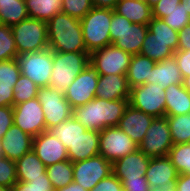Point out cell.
Masks as SVG:
<instances>
[{"mask_svg":"<svg viewBox=\"0 0 190 191\" xmlns=\"http://www.w3.org/2000/svg\"><path fill=\"white\" fill-rule=\"evenodd\" d=\"M129 99L105 100L95 97L83 106L72 109V117L88 130L100 132L106 127L118 126Z\"/></svg>","mask_w":190,"mask_h":191,"instance_id":"obj_1","label":"cell"},{"mask_svg":"<svg viewBox=\"0 0 190 191\" xmlns=\"http://www.w3.org/2000/svg\"><path fill=\"white\" fill-rule=\"evenodd\" d=\"M48 47L56 52H88L81 21L65 13L53 16L47 22Z\"/></svg>","mask_w":190,"mask_h":191,"instance_id":"obj_2","label":"cell"},{"mask_svg":"<svg viewBox=\"0 0 190 191\" xmlns=\"http://www.w3.org/2000/svg\"><path fill=\"white\" fill-rule=\"evenodd\" d=\"M89 64V52L53 51L50 87L63 93Z\"/></svg>","mask_w":190,"mask_h":191,"instance_id":"obj_3","label":"cell"},{"mask_svg":"<svg viewBox=\"0 0 190 191\" xmlns=\"http://www.w3.org/2000/svg\"><path fill=\"white\" fill-rule=\"evenodd\" d=\"M112 10L93 7L80 21L83 41L89 53L111 44Z\"/></svg>","mask_w":190,"mask_h":191,"instance_id":"obj_4","label":"cell"},{"mask_svg":"<svg viewBox=\"0 0 190 191\" xmlns=\"http://www.w3.org/2000/svg\"><path fill=\"white\" fill-rule=\"evenodd\" d=\"M11 30L18 55L48 48L47 22L28 17L11 26Z\"/></svg>","mask_w":190,"mask_h":191,"instance_id":"obj_5","label":"cell"},{"mask_svg":"<svg viewBox=\"0 0 190 191\" xmlns=\"http://www.w3.org/2000/svg\"><path fill=\"white\" fill-rule=\"evenodd\" d=\"M17 61L21 74L28 77L39 88L50 85L53 51L49 47L45 50L19 54Z\"/></svg>","mask_w":190,"mask_h":191,"instance_id":"obj_6","label":"cell"},{"mask_svg":"<svg viewBox=\"0 0 190 191\" xmlns=\"http://www.w3.org/2000/svg\"><path fill=\"white\" fill-rule=\"evenodd\" d=\"M165 89L158 84L130 88L129 105L155 117L165 116Z\"/></svg>","mask_w":190,"mask_h":191,"instance_id":"obj_7","label":"cell"},{"mask_svg":"<svg viewBox=\"0 0 190 191\" xmlns=\"http://www.w3.org/2000/svg\"><path fill=\"white\" fill-rule=\"evenodd\" d=\"M172 146L167 117H155L139 144V150L149 158L166 157Z\"/></svg>","mask_w":190,"mask_h":191,"instance_id":"obj_8","label":"cell"},{"mask_svg":"<svg viewBox=\"0 0 190 191\" xmlns=\"http://www.w3.org/2000/svg\"><path fill=\"white\" fill-rule=\"evenodd\" d=\"M37 98L42 105L46 130L72 117V107L62 91L46 86L39 88Z\"/></svg>","mask_w":190,"mask_h":191,"instance_id":"obj_9","label":"cell"},{"mask_svg":"<svg viewBox=\"0 0 190 191\" xmlns=\"http://www.w3.org/2000/svg\"><path fill=\"white\" fill-rule=\"evenodd\" d=\"M132 55L110 44L89 53V63L99 75H126Z\"/></svg>","mask_w":190,"mask_h":191,"instance_id":"obj_10","label":"cell"},{"mask_svg":"<svg viewBox=\"0 0 190 191\" xmlns=\"http://www.w3.org/2000/svg\"><path fill=\"white\" fill-rule=\"evenodd\" d=\"M99 133V154L112 163L139 149V145L118 126L106 127Z\"/></svg>","mask_w":190,"mask_h":191,"instance_id":"obj_11","label":"cell"},{"mask_svg":"<svg viewBox=\"0 0 190 191\" xmlns=\"http://www.w3.org/2000/svg\"><path fill=\"white\" fill-rule=\"evenodd\" d=\"M112 162L102 155L73 163V181L90 191L99 181L112 174Z\"/></svg>","mask_w":190,"mask_h":191,"instance_id":"obj_12","label":"cell"},{"mask_svg":"<svg viewBox=\"0 0 190 191\" xmlns=\"http://www.w3.org/2000/svg\"><path fill=\"white\" fill-rule=\"evenodd\" d=\"M13 122L32 137L47 131L42 105L37 97L13 106Z\"/></svg>","mask_w":190,"mask_h":191,"instance_id":"obj_13","label":"cell"},{"mask_svg":"<svg viewBox=\"0 0 190 191\" xmlns=\"http://www.w3.org/2000/svg\"><path fill=\"white\" fill-rule=\"evenodd\" d=\"M98 79V71L89 63L64 92L72 109L83 106L96 97Z\"/></svg>","mask_w":190,"mask_h":191,"instance_id":"obj_14","label":"cell"},{"mask_svg":"<svg viewBox=\"0 0 190 191\" xmlns=\"http://www.w3.org/2000/svg\"><path fill=\"white\" fill-rule=\"evenodd\" d=\"M178 171L170 158H150L145 177L152 191H176Z\"/></svg>","mask_w":190,"mask_h":191,"instance_id":"obj_15","label":"cell"},{"mask_svg":"<svg viewBox=\"0 0 190 191\" xmlns=\"http://www.w3.org/2000/svg\"><path fill=\"white\" fill-rule=\"evenodd\" d=\"M32 149L46 167L68 160L66 147L48 130L33 137Z\"/></svg>","mask_w":190,"mask_h":191,"instance_id":"obj_16","label":"cell"},{"mask_svg":"<svg viewBox=\"0 0 190 191\" xmlns=\"http://www.w3.org/2000/svg\"><path fill=\"white\" fill-rule=\"evenodd\" d=\"M153 119V116L128 105L119 121L118 127L139 145L143 141Z\"/></svg>","mask_w":190,"mask_h":191,"instance_id":"obj_17","label":"cell"},{"mask_svg":"<svg viewBox=\"0 0 190 191\" xmlns=\"http://www.w3.org/2000/svg\"><path fill=\"white\" fill-rule=\"evenodd\" d=\"M150 158L139 149L112 163L113 174L120 179H140L145 176Z\"/></svg>","mask_w":190,"mask_h":191,"instance_id":"obj_18","label":"cell"},{"mask_svg":"<svg viewBox=\"0 0 190 191\" xmlns=\"http://www.w3.org/2000/svg\"><path fill=\"white\" fill-rule=\"evenodd\" d=\"M147 33V24L132 23L123 31H110L111 44L131 55H136L140 53Z\"/></svg>","mask_w":190,"mask_h":191,"instance_id":"obj_19","label":"cell"},{"mask_svg":"<svg viewBox=\"0 0 190 191\" xmlns=\"http://www.w3.org/2000/svg\"><path fill=\"white\" fill-rule=\"evenodd\" d=\"M1 144L4 156L16 161L32 150L33 137L13 124L1 138Z\"/></svg>","mask_w":190,"mask_h":191,"instance_id":"obj_20","label":"cell"},{"mask_svg":"<svg viewBox=\"0 0 190 191\" xmlns=\"http://www.w3.org/2000/svg\"><path fill=\"white\" fill-rule=\"evenodd\" d=\"M95 94L96 97L109 101L129 99L130 87L126 75H99Z\"/></svg>","mask_w":190,"mask_h":191,"instance_id":"obj_21","label":"cell"},{"mask_svg":"<svg viewBox=\"0 0 190 191\" xmlns=\"http://www.w3.org/2000/svg\"><path fill=\"white\" fill-rule=\"evenodd\" d=\"M158 84L164 89L172 84H183V77L174 56L156 62L146 84Z\"/></svg>","mask_w":190,"mask_h":191,"instance_id":"obj_22","label":"cell"},{"mask_svg":"<svg viewBox=\"0 0 190 191\" xmlns=\"http://www.w3.org/2000/svg\"><path fill=\"white\" fill-rule=\"evenodd\" d=\"M99 136L100 133L98 131L87 129L67 149L68 160L74 163L99 155Z\"/></svg>","mask_w":190,"mask_h":191,"instance_id":"obj_23","label":"cell"},{"mask_svg":"<svg viewBox=\"0 0 190 191\" xmlns=\"http://www.w3.org/2000/svg\"><path fill=\"white\" fill-rule=\"evenodd\" d=\"M165 117L190 114V93L183 84H172L165 89Z\"/></svg>","mask_w":190,"mask_h":191,"instance_id":"obj_24","label":"cell"},{"mask_svg":"<svg viewBox=\"0 0 190 191\" xmlns=\"http://www.w3.org/2000/svg\"><path fill=\"white\" fill-rule=\"evenodd\" d=\"M177 48L178 41H161L155 38L153 33L148 31L139 54L148 57L155 62H160L174 56Z\"/></svg>","mask_w":190,"mask_h":191,"instance_id":"obj_25","label":"cell"},{"mask_svg":"<svg viewBox=\"0 0 190 191\" xmlns=\"http://www.w3.org/2000/svg\"><path fill=\"white\" fill-rule=\"evenodd\" d=\"M114 11L137 24H148L153 18L152 7L142 0H119Z\"/></svg>","mask_w":190,"mask_h":191,"instance_id":"obj_26","label":"cell"},{"mask_svg":"<svg viewBox=\"0 0 190 191\" xmlns=\"http://www.w3.org/2000/svg\"><path fill=\"white\" fill-rule=\"evenodd\" d=\"M156 62L141 54L132 55L126 77L130 88L143 85L149 79Z\"/></svg>","mask_w":190,"mask_h":191,"instance_id":"obj_27","label":"cell"},{"mask_svg":"<svg viewBox=\"0 0 190 191\" xmlns=\"http://www.w3.org/2000/svg\"><path fill=\"white\" fill-rule=\"evenodd\" d=\"M15 164L17 181L30 182L31 178L47 175L46 166L37 157L33 149L16 160Z\"/></svg>","mask_w":190,"mask_h":191,"instance_id":"obj_28","label":"cell"},{"mask_svg":"<svg viewBox=\"0 0 190 191\" xmlns=\"http://www.w3.org/2000/svg\"><path fill=\"white\" fill-rule=\"evenodd\" d=\"M29 18L48 22L56 14L62 13L63 0H25Z\"/></svg>","mask_w":190,"mask_h":191,"instance_id":"obj_29","label":"cell"},{"mask_svg":"<svg viewBox=\"0 0 190 191\" xmlns=\"http://www.w3.org/2000/svg\"><path fill=\"white\" fill-rule=\"evenodd\" d=\"M87 130L73 117L51 127L48 131L57 137L68 149Z\"/></svg>","mask_w":190,"mask_h":191,"instance_id":"obj_30","label":"cell"},{"mask_svg":"<svg viewBox=\"0 0 190 191\" xmlns=\"http://www.w3.org/2000/svg\"><path fill=\"white\" fill-rule=\"evenodd\" d=\"M46 174L54 190L73 182V163L70 160L58 162L46 167Z\"/></svg>","mask_w":190,"mask_h":191,"instance_id":"obj_31","label":"cell"},{"mask_svg":"<svg viewBox=\"0 0 190 191\" xmlns=\"http://www.w3.org/2000/svg\"><path fill=\"white\" fill-rule=\"evenodd\" d=\"M29 17L25 0L0 3V24L13 26Z\"/></svg>","mask_w":190,"mask_h":191,"instance_id":"obj_32","label":"cell"},{"mask_svg":"<svg viewBox=\"0 0 190 191\" xmlns=\"http://www.w3.org/2000/svg\"><path fill=\"white\" fill-rule=\"evenodd\" d=\"M166 117L173 145L190 143V114Z\"/></svg>","mask_w":190,"mask_h":191,"instance_id":"obj_33","label":"cell"},{"mask_svg":"<svg viewBox=\"0 0 190 191\" xmlns=\"http://www.w3.org/2000/svg\"><path fill=\"white\" fill-rule=\"evenodd\" d=\"M168 157L179 175L190 174V143L173 145Z\"/></svg>","mask_w":190,"mask_h":191,"instance_id":"obj_34","label":"cell"},{"mask_svg":"<svg viewBox=\"0 0 190 191\" xmlns=\"http://www.w3.org/2000/svg\"><path fill=\"white\" fill-rule=\"evenodd\" d=\"M39 87L28 77L20 75L14 85L13 106L37 97Z\"/></svg>","mask_w":190,"mask_h":191,"instance_id":"obj_35","label":"cell"},{"mask_svg":"<svg viewBox=\"0 0 190 191\" xmlns=\"http://www.w3.org/2000/svg\"><path fill=\"white\" fill-rule=\"evenodd\" d=\"M18 53L10 26L0 24V61L17 59Z\"/></svg>","mask_w":190,"mask_h":191,"instance_id":"obj_36","label":"cell"},{"mask_svg":"<svg viewBox=\"0 0 190 191\" xmlns=\"http://www.w3.org/2000/svg\"><path fill=\"white\" fill-rule=\"evenodd\" d=\"M20 75L17 59L0 61V86H14Z\"/></svg>","mask_w":190,"mask_h":191,"instance_id":"obj_37","label":"cell"},{"mask_svg":"<svg viewBox=\"0 0 190 191\" xmlns=\"http://www.w3.org/2000/svg\"><path fill=\"white\" fill-rule=\"evenodd\" d=\"M147 26L148 31L161 41H178V32L167 25L163 19L152 18Z\"/></svg>","mask_w":190,"mask_h":191,"instance_id":"obj_38","label":"cell"},{"mask_svg":"<svg viewBox=\"0 0 190 191\" xmlns=\"http://www.w3.org/2000/svg\"><path fill=\"white\" fill-rule=\"evenodd\" d=\"M92 8V0H63L62 13L81 20Z\"/></svg>","mask_w":190,"mask_h":191,"instance_id":"obj_39","label":"cell"},{"mask_svg":"<svg viewBox=\"0 0 190 191\" xmlns=\"http://www.w3.org/2000/svg\"><path fill=\"white\" fill-rule=\"evenodd\" d=\"M11 191H55L47 175L31 178L30 182L17 181Z\"/></svg>","mask_w":190,"mask_h":191,"instance_id":"obj_40","label":"cell"},{"mask_svg":"<svg viewBox=\"0 0 190 191\" xmlns=\"http://www.w3.org/2000/svg\"><path fill=\"white\" fill-rule=\"evenodd\" d=\"M17 182L15 161L6 158H0V186L12 188Z\"/></svg>","mask_w":190,"mask_h":191,"instance_id":"obj_41","label":"cell"},{"mask_svg":"<svg viewBox=\"0 0 190 191\" xmlns=\"http://www.w3.org/2000/svg\"><path fill=\"white\" fill-rule=\"evenodd\" d=\"M162 19L177 32H179L186 24L190 23V15L181 3L168 13V16H165Z\"/></svg>","mask_w":190,"mask_h":191,"instance_id":"obj_42","label":"cell"},{"mask_svg":"<svg viewBox=\"0 0 190 191\" xmlns=\"http://www.w3.org/2000/svg\"><path fill=\"white\" fill-rule=\"evenodd\" d=\"M181 0H159L152 7V17L162 19L179 5Z\"/></svg>","mask_w":190,"mask_h":191,"instance_id":"obj_43","label":"cell"},{"mask_svg":"<svg viewBox=\"0 0 190 191\" xmlns=\"http://www.w3.org/2000/svg\"><path fill=\"white\" fill-rule=\"evenodd\" d=\"M90 191H123L122 182L112 173L99 181Z\"/></svg>","mask_w":190,"mask_h":191,"instance_id":"obj_44","label":"cell"},{"mask_svg":"<svg viewBox=\"0 0 190 191\" xmlns=\"http://www.w3.org/2000/svg\"><path fill=\"white\" fill-rule=\"evenodd\" d=\"M123 191H152L145 176L140 179H120Z\"/></svg>","mask_w":190,"mask_h":191,"instance_id":"obj_45","label":"cell"},{"mask_svg":"<svg viewBox=\"0 0 190 191\" xmlns=\"http://www.w3.org/2000/svg\"><path fill=\"white\" fill-rule=\"evenodd\" d=\"M13 124V106H0V139Z\"/></svg>","mask_w":190,"mask_h":191,"instance_id":"obj_46","label":"cell"},{"mask_svg":"<svg viewBox=\"0 0 190 191\" xmlns=\"http://www.w3.org/2000/svg\"><path fill=\"white\" fill-rule=\"evenodd\" d=\"M174 57L183 79L190 76V50H177L174 53Z\"/></svg>","mask_w":190,"mask_h":191,"instance_id":"obj_47","label":"cell"},{"mask_svg":"<svg viewBox=\"0 0 190 191\" xmlns=\"http://www.w3.org/2000/svg\"><path fill=\"white\" fill-rule=\"evenodd\" d=\"M131 24L132 22L129 21L127 18L119 15L117 12L112 10V20L110 24V31H123Z\"/></svg>","mask_w":190,"mask_h":191,"instance_id":"obj_48","label":"cell"},{"mask_svg":"<svg viewBox=\"0 0 190 191\" xmlns=\"http://www.w3.org/2000/svg\"><path fill=\"white\" fill-rule=\"evenodd\" d=\"M177 50H190V23L186 24L178 32V48Z\"/></svg>","mask_w":190,"mask_h":191,"instance_id":"obj_49","label":"cell"},{"mask_svg":"<svg viewBox=\"0 0 190 191\" xmlns=\"http://www.w3.org/2000/svg\"><path fill=\"white\" fill-rule=\"evenodd\" d=\"M14 86H0V106H13Z\"/></svg>","mask_w":190,"mask_h":191,"instance_id":"obj_50","label":"cell"},{"mask_svg":"<svg viewBox=\"0 0 190 191\" xmlns=\"http://www.w3.org/2000/svg\"><path fill=\"white\" fill-rule=\"evenodd\" d=\"M176 191H190V174H181L178 176Z\"/></svg>","mask_w":190,"mask_h":191,"instance_id":"obj_51","label":"cell"},{"mask_svg":"<svg viewBox=\"0 0 190 191\" xmlns=\"http://www.w3.org/2000/svg\"><path fill=\"white\" fill-rule=\"evenodd\" d=\"M93 7L114 10L119 0H92Z\"/></svg>","mask_w":190,"mask_h":191,"instance_id":"obj_52","label":"cell"},{"mask_svg":"<svg viewBox=\"0 0 190 191\" xmlns=\"http://www.w3.org/2000/svg\"><path fill=\"white\" fill-rule=\"evenodd\" d=\"M55 191H87V190L84 189V187L81 186L80 184L73 181L69 185L62 187V188H59Z\"/></svg>","mask_w":190,"mask_h":191,"instance_id":"obj_53","label":"cell"},{"mask_svg":"<svg viewBox=\"0 0 190 191\" xmlns=\"http://www.w3.org/2000/svg\"><path fill=\"white\" fill-rule=\"evenodd\" d=\"M180 3L184 6V9L188 11L190 15V0H181Z\"/></svg>","mask_w":190,"mask_h":191,"instance_id":"obj_54","label":"cell"},{"mask_svg":"<svg viewBox=\"0 0 190 191\" xmlns=\"http://www.w3.org/2000/svg\"><path fill=\"white\" fill-rule=\"evenodd\" d=\"M183 86L189 91L190 93V76L185 77L183 79Z\"/></svg>","mask_w":190,"mask_h":191,"instance_id":"obj_55","label":"cell"},{"mask_svg":"<svg viewBox=\"0 0 190 191\" xmlns=\"http://www.w3.org/2000/svg\"><path fill=\"white\" fill-rule=\"evenodd\" d=\"M159 0H147V3L153 7Z\"/></svg>","mask_w":190,"mask_h":191,"instance_id":"obj_56","label":"cell"},{"mask_svg":"<svg viewBox=\"0 0 190 191\" xmlns=\"http://www.w3.org/2000/svg\"><path fill=\"white\" fill-rule=\"evenodd\" d=\"M4 156L3 150H2V144L0 139V158Z\"/></svg>","mask_w":190,"mask_h":191,"instance_id":"obj_57","label":"cell"},{"mask_svg":"<svg viewBox=\"0 0 190 191\" xmlns=\"http://www.w3.org/2000/svg\"><path fill=\"white\" fill-rule=\"evenodd\" d=\"M16 2V0H0V3Z\"/></svg>","mask_w":190,"mask_h":191,"instance_id":"obj_58","label":"cell"},{"mask_svg":"<svg viewBox=\"0 0 190 191\" xmlns=\"http://www.w3.org/2000/svg\"><path fill=\"white\" fill-rule=\"evenodd\" d=\"M0 191H11L10 188L0 186Z\"/></svg>","mask_w":190,"mask_h":191,"instance_id":"obj_59","label":"cell"}]
</instances>
